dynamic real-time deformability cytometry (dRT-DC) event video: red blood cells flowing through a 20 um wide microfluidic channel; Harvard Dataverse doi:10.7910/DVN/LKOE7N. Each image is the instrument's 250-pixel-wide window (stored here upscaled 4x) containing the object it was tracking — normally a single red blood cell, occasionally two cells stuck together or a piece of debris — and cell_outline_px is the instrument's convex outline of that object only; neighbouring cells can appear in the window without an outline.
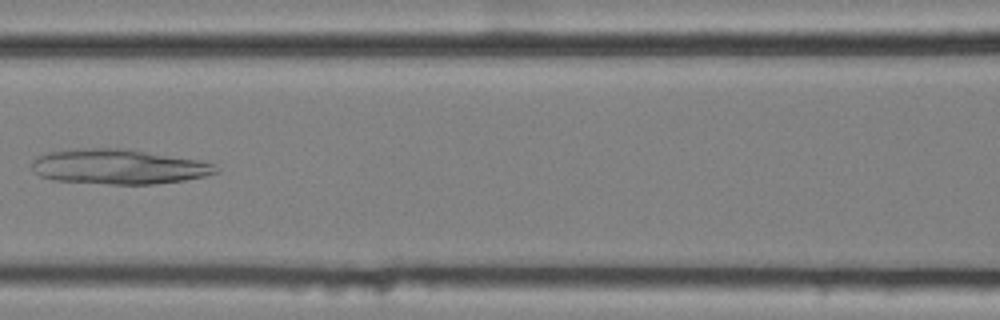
{"species": "common noctule bat (a hibernating species)", "species_latin": "Nyctalus noctula", "temperature_condition": "cold", "stored_images_in_passage": 8, "camera_frame_rate_fps": 3000, "um_per_image_px": 0.085, "animal": {"sex": "female", "body_mass_g": 25.1}, "frame": {"image": 1, "passage_image": 7, "time_ms": 2.0, "image_size_px": [1000, 320], "cell_outline_px": [[216, 172], [204, 176], [184, 180], [152, 184], [108, 184], [52, 180], [40, 176], [32, 168], [32, 160], [36, 156], [48, 152], [72, 148], [128, 148], [196, 160], [216, 164]], "centroid_in_image_um": [10.01, 14.15], "position_along_channel_um": 156.6, "area_um2": 37.51}}
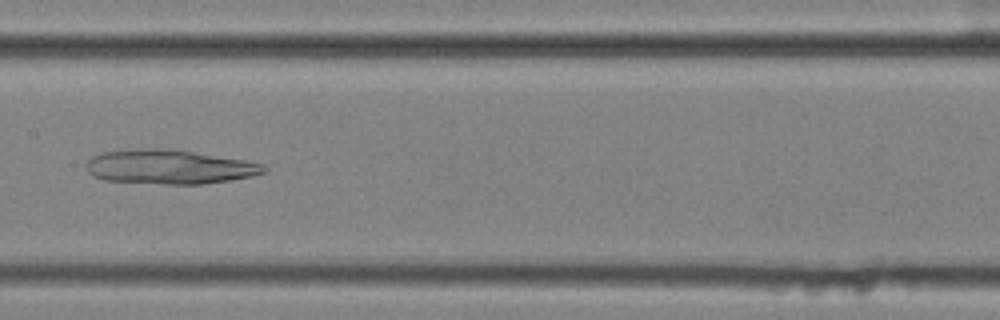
{"frame": {"image": 2, "passage_image": 8, "time_ms": 2.333, "image_size_px": [1000, 320], "cell_outline_px": [[268, 168], [264, 172], [252, 176], [228, 180], [200, 184], [164, 184], [104, 180], [92, 176], [88, 172], [88, 160], [92, 156], [100, 152], [140, 148], [156, 148], [192, 152], [244, 160], [264, 164]], "centroid_in_image_um": [14.36, 14.19], "position_along_channel_um": 193.0, "area_um2": 35.14}}